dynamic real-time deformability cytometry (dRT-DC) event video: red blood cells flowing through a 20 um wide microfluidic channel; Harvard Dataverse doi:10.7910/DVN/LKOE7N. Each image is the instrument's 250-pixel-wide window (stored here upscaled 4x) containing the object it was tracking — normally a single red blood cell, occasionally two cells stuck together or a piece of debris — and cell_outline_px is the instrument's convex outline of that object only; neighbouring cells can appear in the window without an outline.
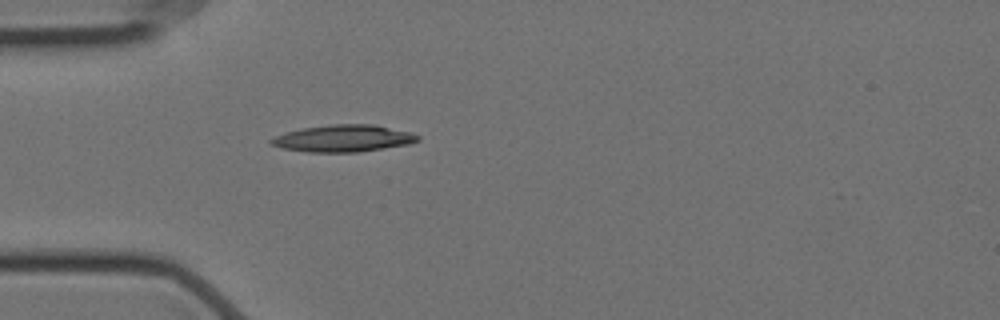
{"species": "Egyptian fruit bat (a non-hibernating species)", "species_latin": "Rousettus aegyptiacus", "temperature_condition": "cold", "stored_images_in_passage": 41, "camera_frame_rate_fps": 3000, "um_per_image_px": 0.085, "animal": {"sex": "female"}, "frame": {"image": 1, "passage_image": 1, "time_ms": 0.0, "image_size_px": [1000, 320], "cell_outline_px": [[420, 140], [408, 144], [360, 152], [308, 152], [284, 148], [268, 144], [268, 140], [276, 136], [288, 132], [304, 128], [332, 124], [372, 124], [408, 132], [420, 136]], "centroid_in_image_um": [29.17, 11.77], "position_along_channel_um": 55.8, "area_um2": 22.77}}
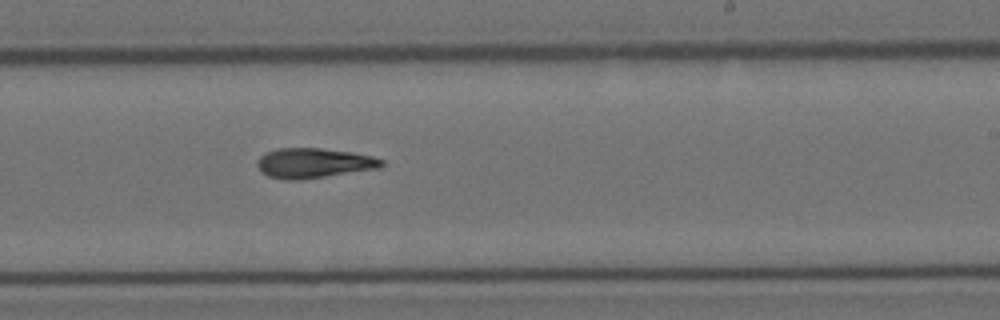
{"frame": {"image": 2, "passage_image": 19, "time_ms": 6.0, "image_size_px": [1000, 320], "cell_outline_px": [[384, 164], [380, 168], [300, 180], [284, 180], [268, 176], [260, 172], [256, 164], [260, 156], [276, 148], [320, 148], [352, 152], [372, 156], [384, 160]], "centroid_in_image_um": [26.65, 13.86], "position_along_channel_um": 262.3, "area_um2": 21.79}}
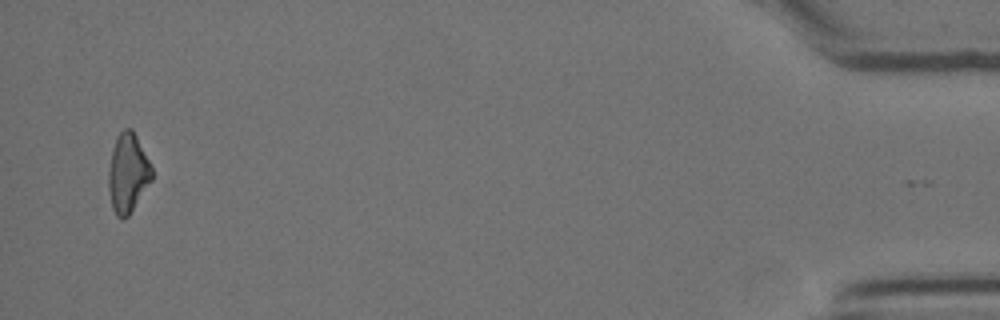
{"frame": {"image": 3, "passage_image": 40, "time_ms": 13.0, "image_size_px": [1000, 320], "cell_outline_px": [[152, 180], [128, 216], [124, 220], [120, 220], [116, 216], [112, 208], [108, 188], [108, 172], [112, 148], [116, 136], [124, 128], [132, 128], [152, 168]], "centroid_in_image_um": [10.84, 14.73], "position_along_channel_um": 424.4, "area_um2": 20.0}, "authors_computed_cell_mechanics": {"area_um2": 21.1548, "velocity_mm_per_s": 3.5324, "shape_relaxation_time_tau1_ms": 8.151, "shape_relaxation_time_tau2_ms": 9.1485, "deformation_change_tau1": 0.1922, "deformation_change_tau2": 0.2203}}